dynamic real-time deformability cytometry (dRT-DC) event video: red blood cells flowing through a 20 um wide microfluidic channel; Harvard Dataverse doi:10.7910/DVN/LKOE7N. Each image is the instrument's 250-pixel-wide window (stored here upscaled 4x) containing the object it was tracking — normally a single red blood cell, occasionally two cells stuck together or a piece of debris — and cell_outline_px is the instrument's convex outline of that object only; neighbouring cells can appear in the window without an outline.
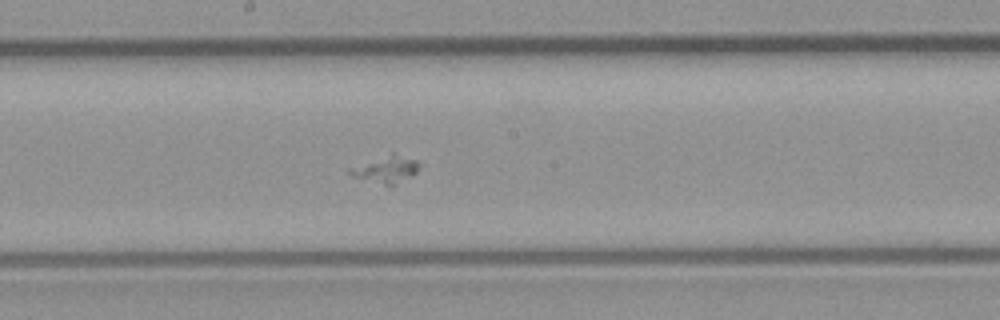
{"species": "common noctule bat (a hibernating species)", "species_latin": "Nyctalus noctula", "temperature_condition": "room temperature", "stored_images_in_passage": 52, "camera_frame_rate_fps": 3000, "um_per_image_px": 0.085, "animal": {"sex": "male", "body_mass_g": 23.1, "forearm_length_mm": 52.7}, "frame": {"image": 1, "passage_image": 27, "time_ms": 8.667, "image_size_px": [1000, 320], "cell_outline_px": [[420, 164], [416, 172], [412, 176], [392, 184], [384, 184], [352, 176], [348, 172], [348, 168], [392, 152], [416, 160]], "centroid_in_image_um": [32.8, 14.36], "position_along_channel_um": 215.4, "area_um2": 10.58}}
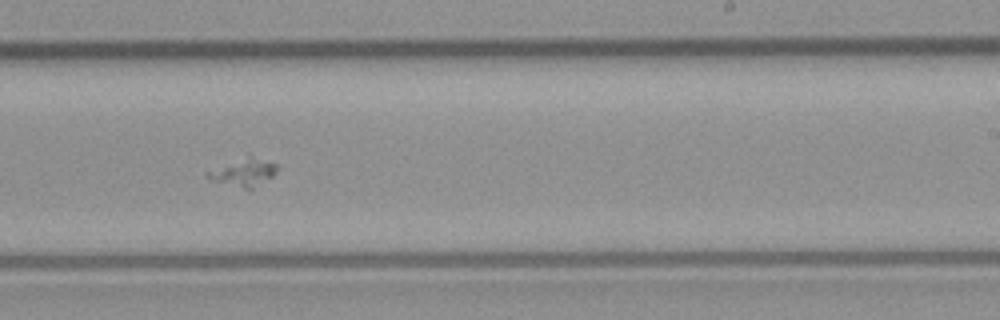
{"frame": {"image": 2, "passage_image": 31, "time_ms": 10.0, "image_size_px": [1000, 320], "cell_outline_px": [[276, 172], [272, 176], [252, 188], [244, 188], [212, 180], [204, 176], [204, 172], [248, 156], [252, 156], [276, 164]], "centroid_in_image_um": [20.67, 14.65], "position_along_channel_um": 268.3, "area_um2": 10.64}}